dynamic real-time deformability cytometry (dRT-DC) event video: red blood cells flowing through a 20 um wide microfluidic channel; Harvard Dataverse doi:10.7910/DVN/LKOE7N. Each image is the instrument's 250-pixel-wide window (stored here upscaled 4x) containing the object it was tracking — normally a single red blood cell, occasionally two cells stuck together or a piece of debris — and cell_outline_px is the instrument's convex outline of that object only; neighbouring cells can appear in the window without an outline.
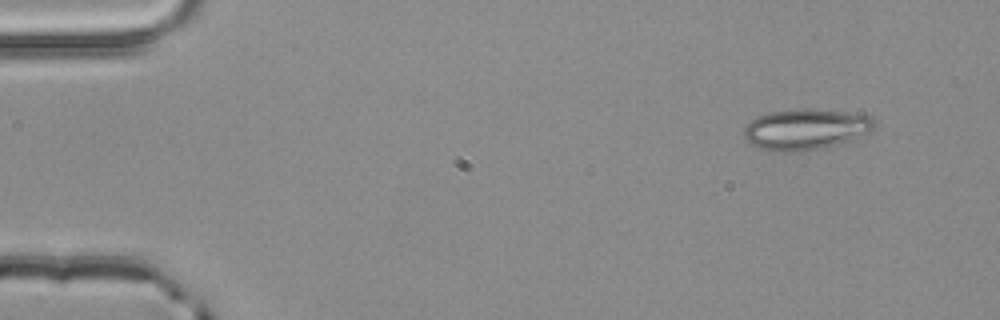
{"species": "common noctule bat (a hibernating species)", "species_latin": "Nyctalus noctula", "temperature_condition": "room temperature", "stored_images_in_passage": 4, "camera_frame_rate_fps": 3000, "um_per_image_px": 0.085, "animal": {"sex": "male", "body_mass_g": 20.4}, "frame": {"image": 1, "passage_image": 1, "time_ms": 0.0, "image_size_px": [1000, 320], "cell_outline_px": [[876, 124], [868, 132], [852, 140], [824, 148], [800, 152], [776, 152], [760, 148], [752, 144], [744, 136], [744, 128], [756, 116], [768, 112], [800, 108], [812, 108], [844, 112], [868, 116]], "centroid_in_image_um": [68.44, 11.0], "position_along_channel_um": 16.6, "area_um2": 31.1}}